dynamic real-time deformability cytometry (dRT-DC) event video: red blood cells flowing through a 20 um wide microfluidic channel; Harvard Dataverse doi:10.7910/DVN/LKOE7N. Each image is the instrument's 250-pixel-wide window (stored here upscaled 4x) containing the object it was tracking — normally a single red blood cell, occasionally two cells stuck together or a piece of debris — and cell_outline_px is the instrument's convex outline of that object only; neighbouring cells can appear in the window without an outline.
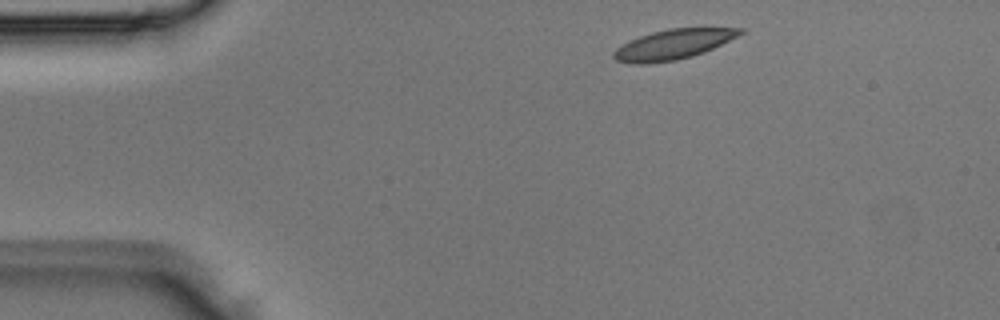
{"species": "Egyptian fruit bat (a non-hibernating species)", "species_latin": "Rousettus aegyptiacus", "temperature_condition": "room temperature", "stored_images_in_passage": 3, "camera_frame_rate_fps": 3000, "um_per_image_px": 0.085, "animal": {"sex": "male"}, "frame": {"image": 1, "passage_image": 1, "time_ms": 0.0, "image_size_px": [1000, 320], "cell_outline_px": [[744, 32], [704, 52], [692, 56], [676, 60], [644, 64], [628, 64], [616, 60], [612, 56], [612, 52], [616, 48], [628, 40], [652, 32], [668, 28], [744, 28]], "centroid_in_image_um": [57.14, 3.78], "position_along_channel_um": 27.9, "area_um2": 21.96}}
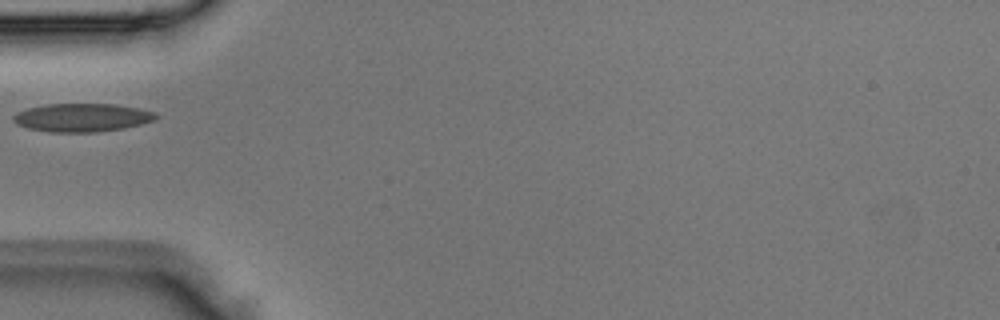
{"frame": {"image": 2, "passage_image": 3, "time_ms": 0.667, "image_size_px": [1000, 320], "cell_outline_px": [[156, 120], [124, 128], [96, 132], [52, 132], [28, 128], [16, 124], [12, 120], [12, 116], [16, 112], [28, 108], [48, 104], [116, 104], [140, 108], [156, 112]], "centroid_in_image_um": [6.97, 9.99], "position_along_channel_um": 78.0, "area_um2": 23.58}}